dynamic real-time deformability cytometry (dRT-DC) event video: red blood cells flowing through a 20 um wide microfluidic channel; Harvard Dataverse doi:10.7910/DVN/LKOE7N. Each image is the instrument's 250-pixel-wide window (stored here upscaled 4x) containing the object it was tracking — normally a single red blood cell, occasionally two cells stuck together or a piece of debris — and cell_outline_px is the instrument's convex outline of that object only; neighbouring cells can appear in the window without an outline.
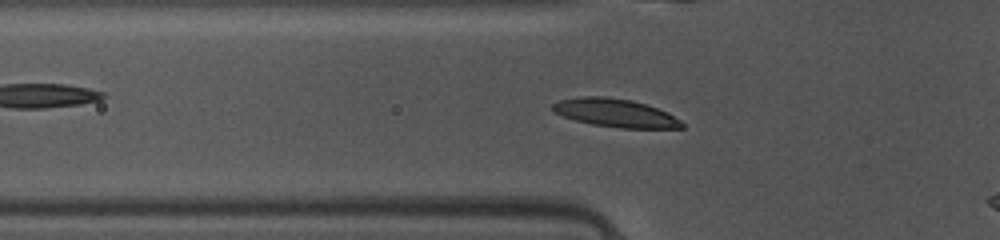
{"species": "common noctule bat (a hibernating species)", "species_latin": "Nyctalus noctula", "temperature_condition": "warm", "stored_images_in_passage": 42, "camera_frame_rate_fps": 3000, "um_per_image_px": 0.085, "animal": {"sex": "female", "body_mass_g": 10.0, "forearm_length_mm": 53.1}, "frame": {"image": 1, "passage_image": 16, "time_ms": 5.0, "image_size_px": [1000, 240], "cell_outline_px": [[684, 128], [624, 128], [592, 124], [576, 120], [552, 112], [552, 104], [560, 100], [580, 96], [604, 96], [632, 100], [668, 112], [680, 120], [684, 124]], "centroid_in_image_um": [52.3, 9.59], "position_along_channel_um": 73.5, "area_um2": 21.15}}
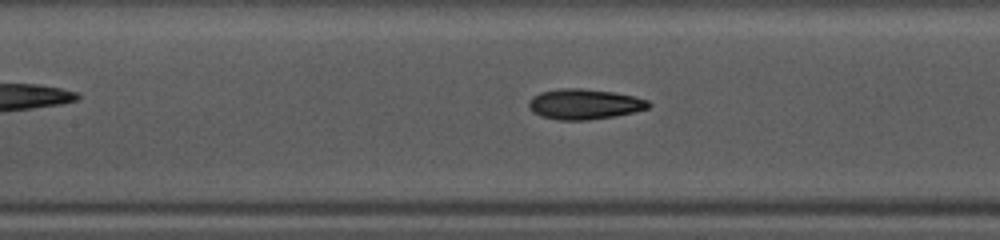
{"frame": {"image": 2, "passage_image": 22, "time_ms": 7.0, "image_size_px": [1000, 240], "cell_outline_px": [[652, 104], [648, 108], [632, 112], [612, 116], [588, 120], [560, 120], [540, 116], [532, 112], [528, 108], [528, 104], [532, 96], [540, 92], [560, 88], [580, 88], [612, 92], [632, 96], [648, 100]], "centroid_in_image_um": [49.62, 8.85], "position_along_channel_um": 157.8, "area_um2": 21.1}}
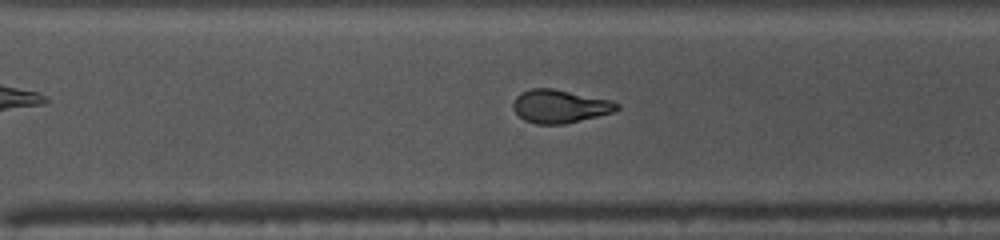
{"frame": {"image": 3, "passage_image": 34, "time_ms": 11.0, "image_size_px": [1000, 240], "cell_outline_px": [[620, 108], [612, 112], [564, 124], [536, 124], [524, 120], [512, 108], [512, 104], [516, 96], [520, 92], [532, 88], [552, 88], [612, 100], [620, 104]], "centroid_in_image_um": [47.57, 9.02], "position_along_channel_um": 323.0, "area_um2": 20.06}}